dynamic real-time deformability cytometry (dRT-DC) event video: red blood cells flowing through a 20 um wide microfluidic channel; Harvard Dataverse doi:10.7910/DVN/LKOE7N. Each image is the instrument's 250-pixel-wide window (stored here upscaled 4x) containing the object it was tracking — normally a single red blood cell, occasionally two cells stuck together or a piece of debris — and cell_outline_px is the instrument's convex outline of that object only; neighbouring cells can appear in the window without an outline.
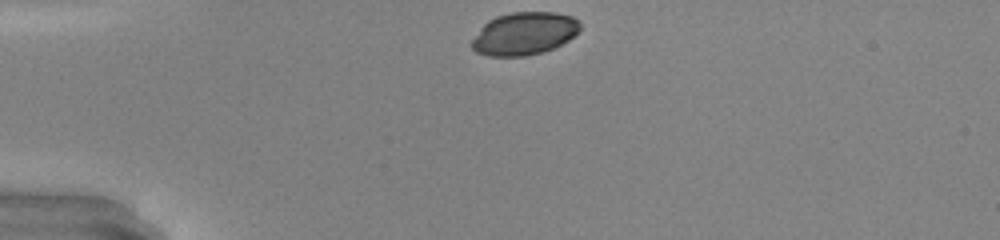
{"species": "common noctule bat (a hibernating species)", "species_latin": "Nyctalus noctula", "temperature_condition": "warm", "stored_images_in_passage": 29, "camera_frame_rate_fps": 3000, "um_per_image_px": 0.085, "animal": {"sex": "male", "body_mass_g": 20.0, "forearm_length_mm": 53.3}, "frame": {"image": 1, "passage_image": 1, "time_ms": 0.0, "image_size_px": [1000, 240], "cell_outline_px": [[580, 28], [568, 40], [544, 52], [524, 56], [488, 56], [476, 52], [472, 48], [472, 40], [480, 28], [488, 20], [496, 16], [512, 12], [556, 12], [572, 16], [580, 20]], "centroid_in_image_um": [44.55, 2.84], "position_along_channel_um": 40.5, "area_um2": 26.93}}
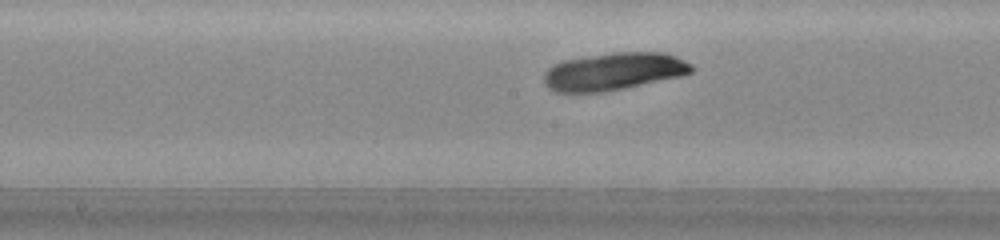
{"frame": {"image": 2, "passage_image": 15, "time_ms": 4.667, "image_size_px": [1000, 240], "cell_outline_px": [[696, 68], [692, 72], [680, 76], [624, 88], [604, 92], [556, 92], [548, 88], [544, 84], [544, 72], [552, 64], [564, 60], [612, 52], [664, 52], [676, 56], [692, 64]], "centroid_in_image_um": [52.17, 6.07], "position_along_channel_um": 196.0, "area_um2": 32.43}}
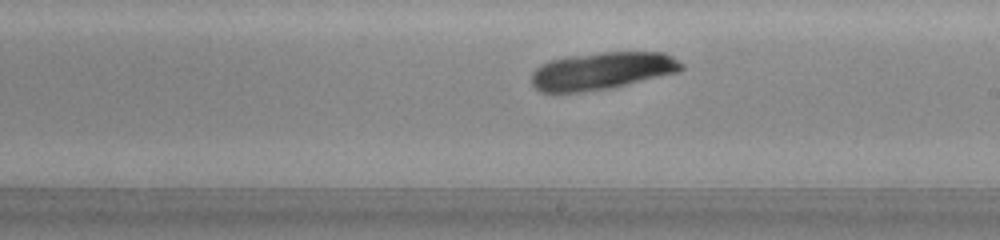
{"frame": {"image": 3, "passage_image": 18, "time_ms": 5.667, "image_size_px": [1000, 240], "cell_outline_px": [[684, 68], [680, 72], [608, 88], [580, 92], [540, 92], [532, 84], [532, 72], [540, 64], [552, 60], [568, 56], [600, 52], [664, 52], [672, 56], [684, 64]], "centroid_in_image_um": [51.19, 6.01], "position_along_channel_um": 237.8, "area_um2": 32.66}}